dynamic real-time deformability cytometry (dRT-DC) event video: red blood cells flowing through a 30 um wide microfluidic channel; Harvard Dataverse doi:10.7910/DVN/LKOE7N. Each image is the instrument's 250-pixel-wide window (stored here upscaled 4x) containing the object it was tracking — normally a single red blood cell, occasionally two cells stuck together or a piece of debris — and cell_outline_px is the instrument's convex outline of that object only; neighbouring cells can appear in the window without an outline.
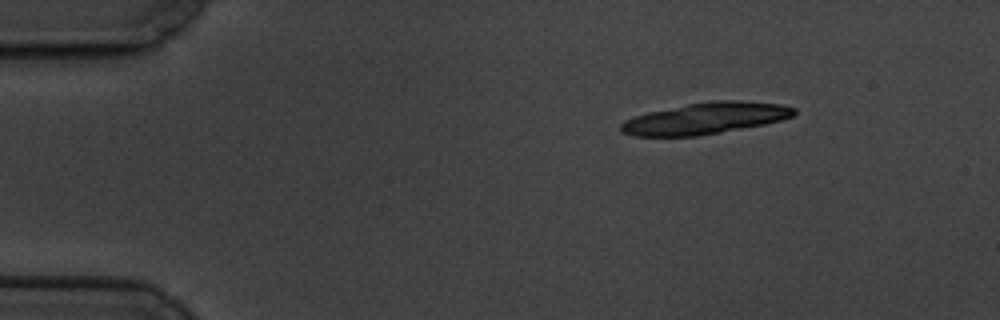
{"species": "common noctule bat (a hibernating species)", "species_latin": "Nyctalus noctula", "temperature_condition": "cold", "stored_images_in_passage": 10, "camera_frame_rate_fps": 3000, "um_per_image_px": 0.085, "animal": {"sex": "male", "body_mass_g": 19.5, "forearm_length_mm": 54.6}, "frame": {"image": 1, "passage_image": 1, "time_ms": 0.0, "image_size_px": [1000, 320], "cell_outline_px": [[796, 112], [792, 116], [780, 120], [764, 124], [720, 132], [696, 136], [632, 136], [624, 132], [620, 128], [620, 124], [624, 120], [648, 112], [688, 104], [712, 100], [736, 100], [780, 104], [796, 108]], "centroid_in_image_um": [59.95, 10.05], "position_along_channel_um": 25.0, "area_um2": 31.39}}
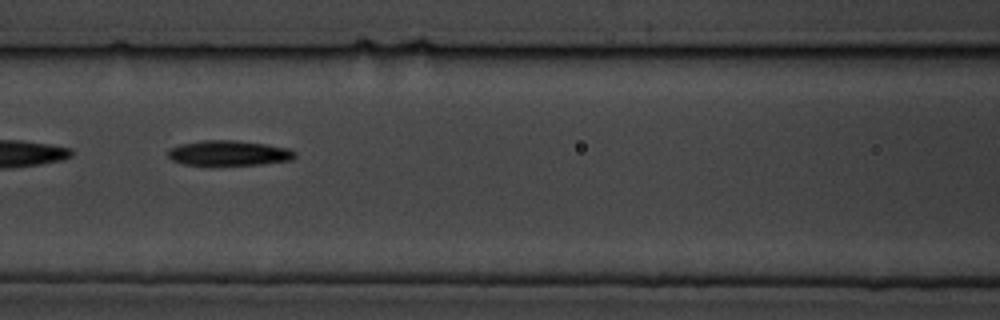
{"frame": {"image": 2, "passage_image": 6, "time_ms": 6.0, "image_size_px": [1000, 320], "cell_outline_px": [[296, 156], [292, 160], [260, 164], [212, 168], [184, 164], [172, 160], [168, 156], [168, 152], [172, 148], [180, 144], [204, 140], [236, 140], [264, 144], [288, 148], [296, 152]], "centroid_in_image_um": [19.43, 13.06], "position_along_channel_um": 147.2, "area_um2": 19.31}}
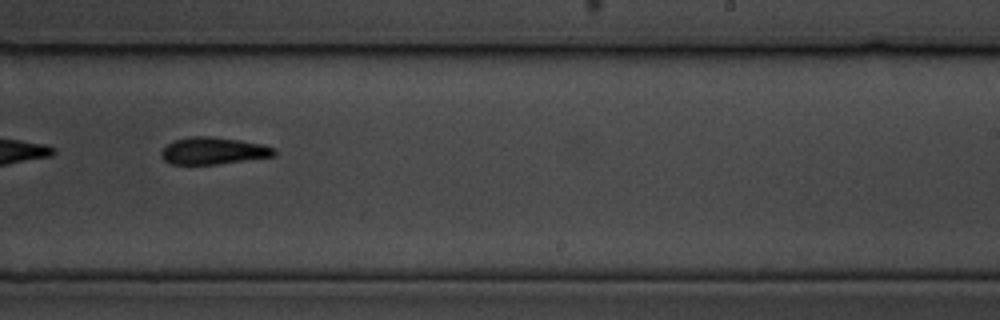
{"frame": {"image": 3, "passage_image": 9, "time_ms": 9.667, "image_size_px": [1000, 320], "cell_outline_px": [[276, 156], [216, 164], [172, 164], [164, 160], [160, 156], [160, 152], [172, 140], [188, 136], [212, 136], [240, 140], [260, 144], [276, 148]], "centroid_in_image_um": [18.12, 12.81], "position_along_channel_um": 270.9, "area_um2": 17.92}}